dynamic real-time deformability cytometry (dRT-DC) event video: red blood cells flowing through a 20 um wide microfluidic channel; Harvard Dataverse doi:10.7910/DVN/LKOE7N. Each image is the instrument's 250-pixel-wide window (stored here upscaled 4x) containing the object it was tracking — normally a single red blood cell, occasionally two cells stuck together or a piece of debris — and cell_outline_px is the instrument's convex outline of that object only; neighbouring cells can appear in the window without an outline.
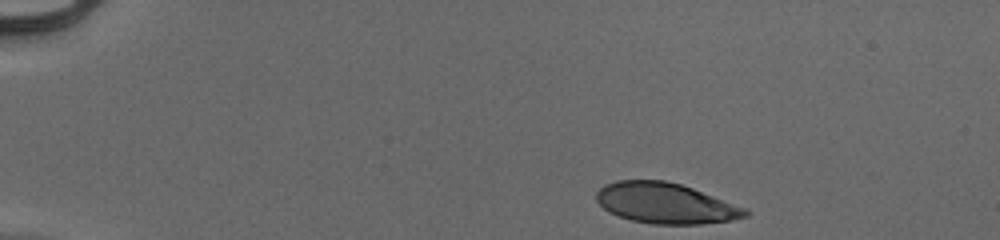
{"species": "human", "species_latin": "Homo sapiens", "temperature_condition": "cold", "stored_images_in_passage": 39, "camera_frame_rate_fps": 3000, "um_per_image_px": 0.085, "donor": {"sex": "male"}, "frame": {"image": 1, "passage_image": 1, "time_ms": 0.0, "image_size_px": [1000, 240], "cell_outline_px": [[748, 216], [732, 220], [700, 224], [652, 224], [632, 220], [608, 212], [596, 200], [596, 192], [604, 184], [616, 180], [664, 180], [680, 184], [692, 188], [748, 208]], "centroid_in_image_um": [56.57, 17.27], "position_along_channel_um": 28.4, "area_um2": 35.26}}
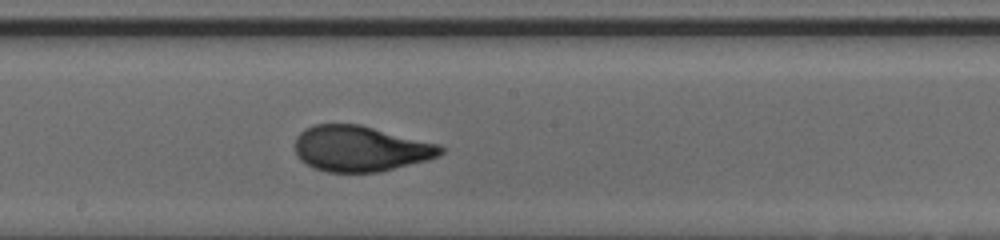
{"frame": {"image": 2, "passage_image": 23, "time_ms": 7.333, "image_size_px": [1000, 240], "cell_outline_px": [[444, 152], [440, 156], [428, 160], [380, 172], [328, 172], [316, 168], [300, 160], [296, 156], [296, 136], [304, 128], [316, 124], [360, 124], [440, 144], [444, 148]], "centroid_in_image_um": [30.67, 12.63], "position_along_channel_um": 217.5, "area_um2": 38.96}}
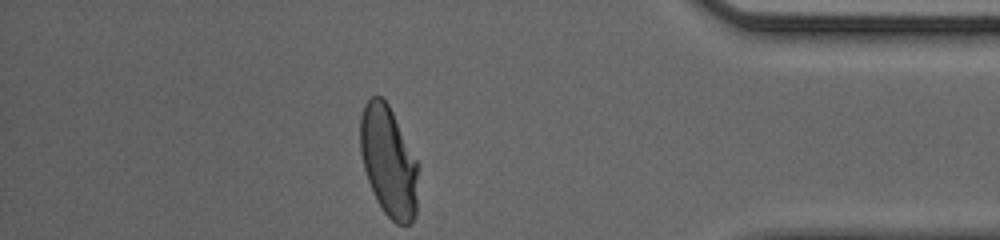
{"frame": {"image": 3, "passage_image": 39, "time_ms": 12.667, "image_size_px": [1000, 240], "cell_outline_px": [[416, 212], [412, 220], [408, 224], [396, 224], [384, 212], [376, 200], [368, 180], [364, 168], [360, 152], [360, 116], [364, 104], [372, 96], [380, 96], [388, 104], [416, 160]], "centroid_in_image_um": [32.98, 13.71], "position_along_channel_um": 402.2, "area_um2": 36.53}, "authors_computed_cell_mechanics": {"area_um2": 38.4948, "velocity_mm_per_s": 3.9565, "shape_relaxation_time_tau1_ms": 4.1898, "shape_relaxation_time_tau2_ms": null, "deformation_change_tau1": 0.2088, "deformation_change_tau2": null}}